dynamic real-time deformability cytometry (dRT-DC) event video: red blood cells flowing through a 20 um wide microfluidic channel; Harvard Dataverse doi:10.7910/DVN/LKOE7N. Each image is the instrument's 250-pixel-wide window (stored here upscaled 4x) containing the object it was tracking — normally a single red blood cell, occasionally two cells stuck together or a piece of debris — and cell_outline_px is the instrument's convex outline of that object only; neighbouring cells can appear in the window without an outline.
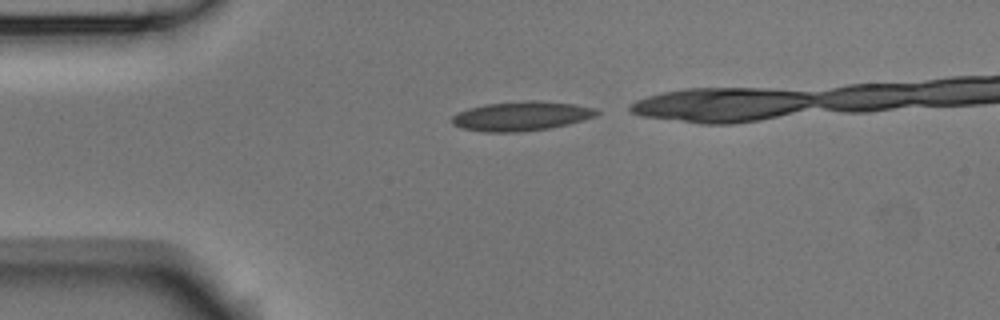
{"species": "Egyptian fruit bat (a non-hibernating species)", "species_latin": "Rousettus aegyptiacus", "temperature_condition": "room temperature", "stored_images_in_passage": 5, "camera_frame_rate_fps": 3000, "um_per_image_px": 0.085, "animal": {"sex": "male"}, "frame": {"image": 1, "passage_image": 1, "time_ms": 0.0, "image_size_px": [1000, 320], "cell_outline_px": [[600, 112], [596, 116], [568, 124], [548, 128], [520, 132], [484, 132], [460, 128], [452, 124], [452, 116], [468, 108], [484, 104], [524, 100], [536, 100], [576, 104], [596, 108]], "centroid_in_image_um": [44.31, 9.86], "position_along_channel_um": 40.7, "area_um2": 24.91}}